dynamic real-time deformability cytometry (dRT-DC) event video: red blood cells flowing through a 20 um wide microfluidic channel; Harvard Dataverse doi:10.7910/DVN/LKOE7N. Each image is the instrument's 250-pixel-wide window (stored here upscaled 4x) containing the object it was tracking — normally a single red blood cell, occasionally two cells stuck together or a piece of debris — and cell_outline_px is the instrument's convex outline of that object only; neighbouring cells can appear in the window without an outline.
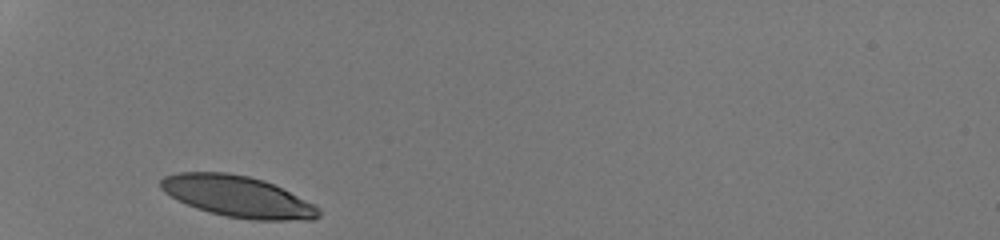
{"species": "human", "species_latin": "Homo sapiens", "temperature_condition": "room temperature", "stored_images_in_passage": 26, "camera_frame_rate_fps": 3000, "um_per_image_px": 0.085, "donor": {"sex": "male"}, "frame": {"image": 1, "passage_image": 1, "time_ms": 0.0, "image_size_px": [1000, 240], "cell_outline_px": [[320, 216], [312, 220], [252, 220], [224, 216], [196, 208], [164, 192], [160, 188], [160, 180], [164, 176], [180, 172], [228, 172], [248, 176], [264, 180], [316, 204], [320, 208]], "centroid_in_image_um": [20.24, 16.7], "position_along_channel_um": 64.8, "area_um2": 37.97}}
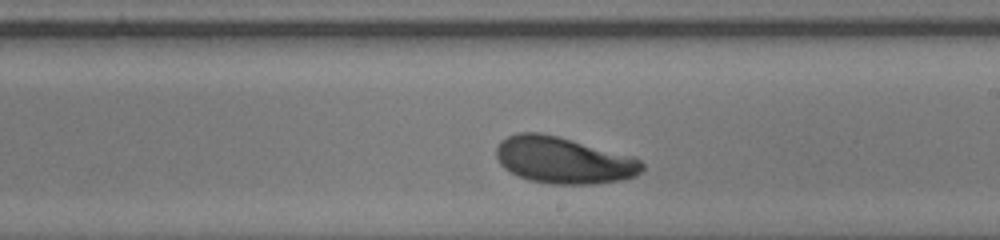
{"frame": {"image": 2, "passage_image": 15, "time_ms": 4.667, "image_size_px": [1000, 240], "cell_outline_px": [[644, 168], [636, 176], [620, 180], [592, 184], [552, 184], [528, 180], [504, 168], [500, 164], [496, 156], [496, 148], [500, 140], [516, 132], [540, 132], [636, 156], [644, 164]], "centroid_in_image_um": [47.91, 13.61], "position_along_channel_um": 241.1, "area_um2": 39.77}}
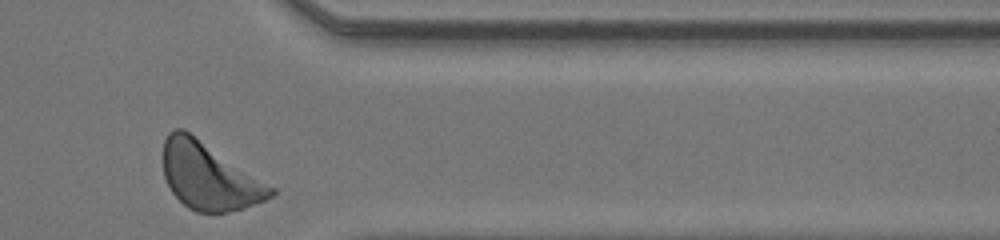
{"frame": {"image": 3, "passage_image": 26, "time_ms": 8.333, "image_size_px": [1000, 240], "cell_outline_px": [[276, 192], [272, 196], [264, 200], [244, 208], [228, 212], [196, 212], [188, 208], [172, 192], [164, 176], [164, 140], [168, 132], [176, 128], [184, 128], [276, 188]], "centroid_in_image_um": [17.78, 14.97], "position_along_channel_um": 393.6, "area_um2": 41.85}, "authors_computed_cell_mechanics": {"area_um2": 39.0728, "velocity_mm_per_s": 4.2392, "shape_relaxation_time_tau1_ms": 3.3266, "shape_relaxation_time_tau2_ms": null, "deformation_change_tau1": 0.1428, "deformation_change_tau2": null}}